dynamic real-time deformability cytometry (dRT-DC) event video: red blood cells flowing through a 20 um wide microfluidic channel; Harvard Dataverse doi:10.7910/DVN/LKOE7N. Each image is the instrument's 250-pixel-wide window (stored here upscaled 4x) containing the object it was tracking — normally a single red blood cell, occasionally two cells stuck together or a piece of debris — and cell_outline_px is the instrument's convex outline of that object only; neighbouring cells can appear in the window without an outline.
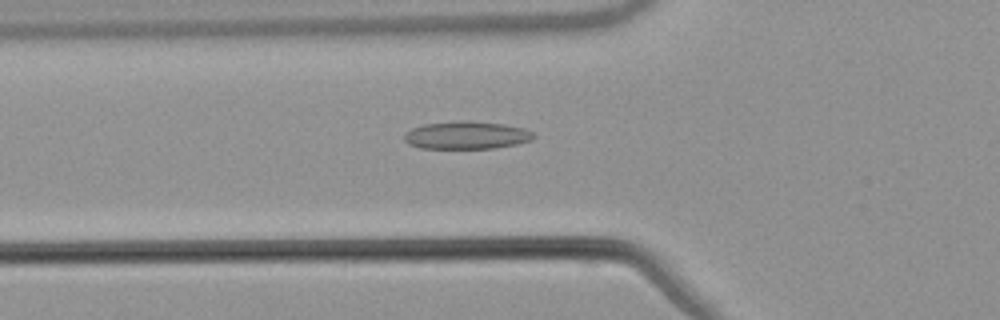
{"species": "common noctule bat (a hibernating species)", "species_latin": "Nyctalus noctula", "temperature_condition": "warm", "stored_images_in_passage": 54, "camera_frame_rate_fps": 3000, "um_per_image_px": 0.085, "animal": {"sex": "male", "body_mass_g": 21.5, "forearm_length_mm": 52.0}, "frame": {"image": 1, "passage_image": 20, "time_ms": 6.333, "image_size_px": [1000, 320], "cell_outline_px": [[536, 136], [532, 140], [516, 144], [496, 148], [420, 148], [408, 144], [404, 140], [404, 136], [412, 128], [424, 124], [456, 120], [468, 120], [504, 124], [524, 128], [532, 132]], "centroid_in_image_um": [39.67, 11.48], "position_along_channel_um": 86.1, "area_um2": 21.04}}
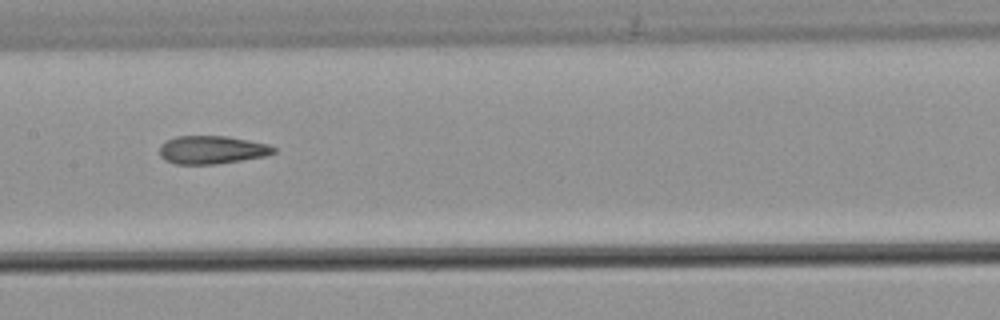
{"frame": {"image": 2, "passage_image": 28, "time_ms": 9.0, "image_size_px": [1000, 320], "cell_outline_px": [[276, 152], [264, 156], [216, 164], [176, 164], [164, 160], [160, 156], [160, 144], [164, 140], [176, 136], [228, 136], [268, 144], [276, 148]], "centroid_in_image_um": [17.97, 12.73], "position_along_channel_um": 189.4, "area_um2": 18.79}}
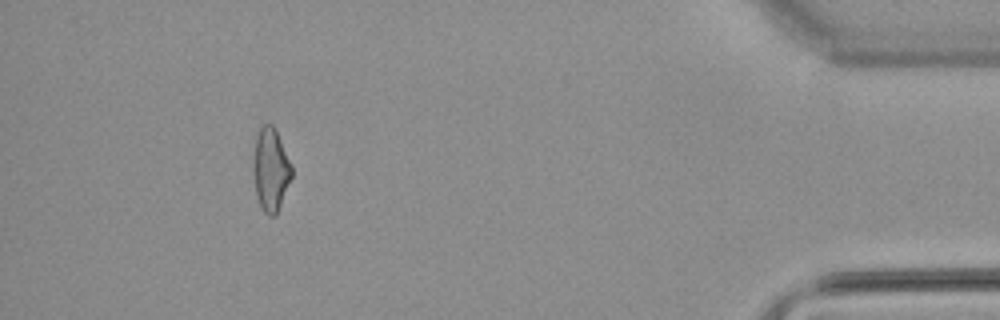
{"frame": {"image": 3, "passage_image": 50, "time_ms": 16.333, "image_size_px": [1000, 320], "cell_outline_px": [[292, 176], [276, 216], [268, 216], [264, 212], [256, 196], [252, 172], [252, 160], [256, 132], [264, 124], [272, 124], [276, 128], [292, 164]], "centroid_in_image_um": [22.99, 14.38], "position_along_channel_um": 412.2, "area_um2": 19.13}, "authors_computed_cell_mechanics": {"area_um2": 19.3341, "velocity_mm_per_s": 3.848, "shape_relaxation_time_tau1_ms": null, "shape_relaxation_time_tau2_ms": 3.9223, "deformation_change_tau1": null, "deformation_change_tau2": 0.1383}}